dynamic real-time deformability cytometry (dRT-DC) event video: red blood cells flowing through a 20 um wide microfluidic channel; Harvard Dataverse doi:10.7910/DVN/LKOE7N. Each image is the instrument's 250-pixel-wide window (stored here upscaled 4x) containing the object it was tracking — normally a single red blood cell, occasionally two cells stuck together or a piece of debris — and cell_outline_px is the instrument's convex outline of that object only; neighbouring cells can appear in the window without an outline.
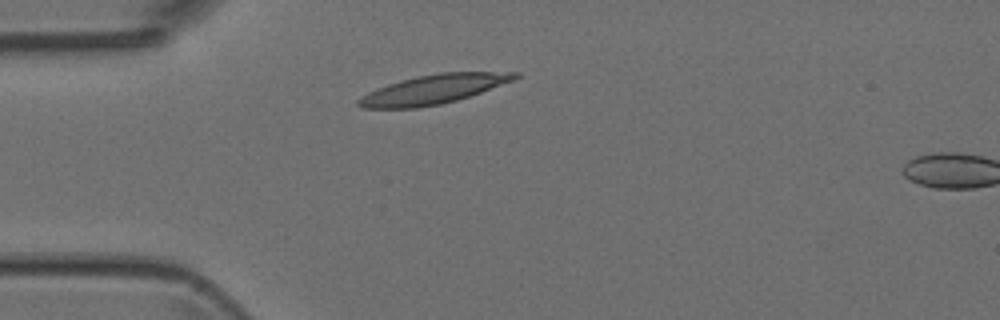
{"species": "Egyptian fruit bat (a non-hibernating species)", "species_latin": "Rousettus aegyptiacus", "temperature_condition": "room temperature", "stored_images_in_passage": 3, "segment_of_instrument_passage": [1, 2], "camera_frame_rate_fps": 3000, "um_per_image_px": 0.085, "animal": {"sex": "female"}, "frame": {"image": 1, "passage_image": 2, "time_ms": 1.0, "image_size_px": [1000, 320], "cell_outline_px": [[520, 76], [516, 80], [456, 100], [440, 104], [416, 108], [364, 108], [356, 104], [356, 100], [368, 92], [376, 88], [400, 80], [416, 76], [440, 72], [520, 72]], "centroid_in_image_um": [36.84, 7.58], "position_along_channel_um": 48.2, "area_um2": 26.59}}